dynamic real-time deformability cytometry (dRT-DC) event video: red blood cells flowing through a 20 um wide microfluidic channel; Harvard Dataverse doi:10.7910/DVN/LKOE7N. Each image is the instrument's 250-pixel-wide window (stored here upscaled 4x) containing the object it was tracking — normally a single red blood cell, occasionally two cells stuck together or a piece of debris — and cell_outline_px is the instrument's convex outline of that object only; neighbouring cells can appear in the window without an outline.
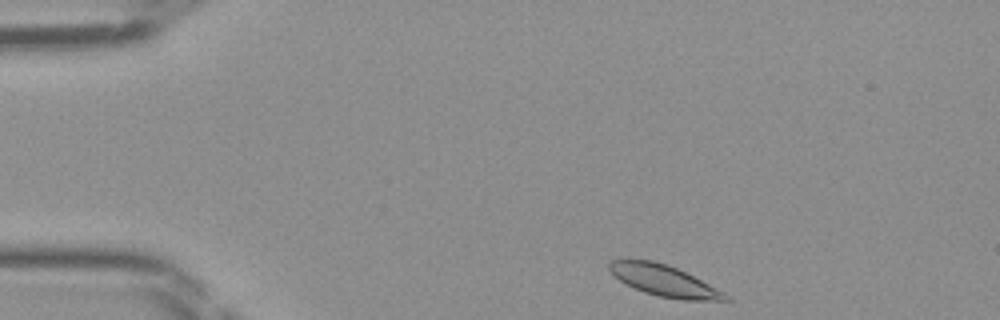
{"species": "Egyptian fruit bat (a non-hibernating species)", "species_latin": "Rousettus aegyptiacus", "temperature_condition": "room temperature", "stored_images_in_passage": 41, "camera_frame_rate_fps": 3000, "um_per_image_px": 0.085, "frame": {"image": 1, "passage_image": 1, "time_ms": 0.0, "image_size_px": [1000, 320], "cell_outline_px": [[732, 300], [680, 300], [660, 296], [644, 292], [620, 280], [608, 268], [608, 264], [612, 260], [652, 260], [668, 264], [732, 296]], "centroid_in_image_um": [56.48, 23.86], "position_along_channel_um": 28.5, "area_um2": 20.63}}
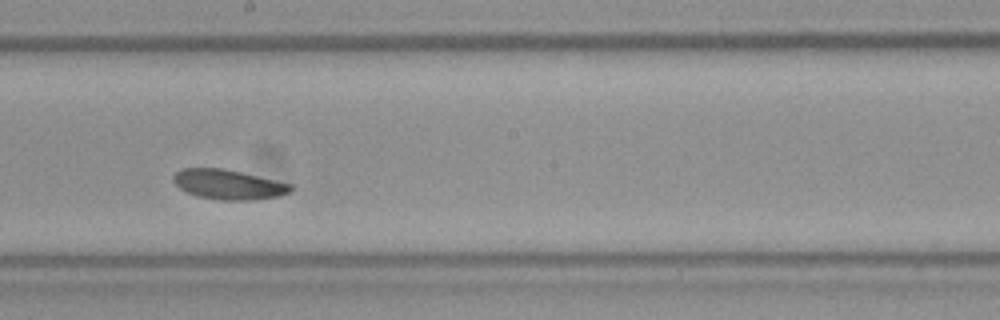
{"frame": {"image": 2, "passage_image": 20, "time_ms": 6.333, "image_size_px": [1000, 320], "cell_outline_px": [[296, 188], [292, 192], [280, 196], [256, 200], [220, 200], [196, 196], [180, 188], [172, 180], [172, 176], [176, 172], [184, 168], [220, 168], [240, 172], [292, 184]], "centroid_in_image_um": [19.46, 15.69], "position_along_channel_um": 228.7, "area_um2": 20.46}}
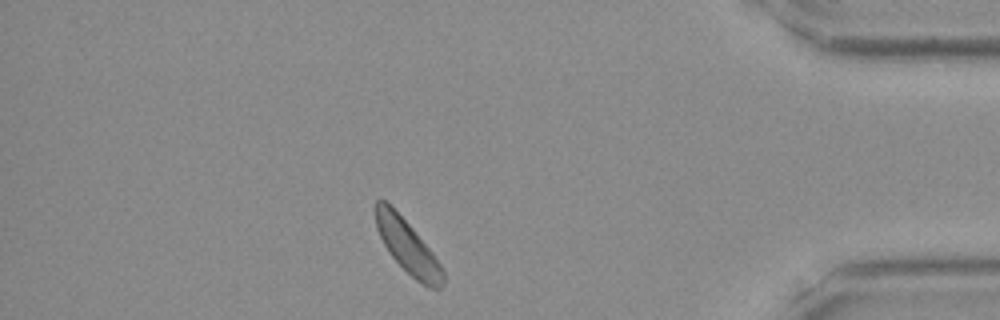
{"frame": {"image": 3, "passage_image": 35, "time_ms": 11.333, "image_size_px": [1000, 320], "cell_outline_px": [[444, 280], [440, 288], [432, 288], [416, 280], [392, 256], [384, 244], [376, 228], [372, 208], [376, 200], [380, 196], [412, 228], [432, 252], [440, 264], [444, 272]], "centroid_in_image_um": [34.59, 20.9], "position_along_channel_um": 400.6, "area_um2": 20.58}}